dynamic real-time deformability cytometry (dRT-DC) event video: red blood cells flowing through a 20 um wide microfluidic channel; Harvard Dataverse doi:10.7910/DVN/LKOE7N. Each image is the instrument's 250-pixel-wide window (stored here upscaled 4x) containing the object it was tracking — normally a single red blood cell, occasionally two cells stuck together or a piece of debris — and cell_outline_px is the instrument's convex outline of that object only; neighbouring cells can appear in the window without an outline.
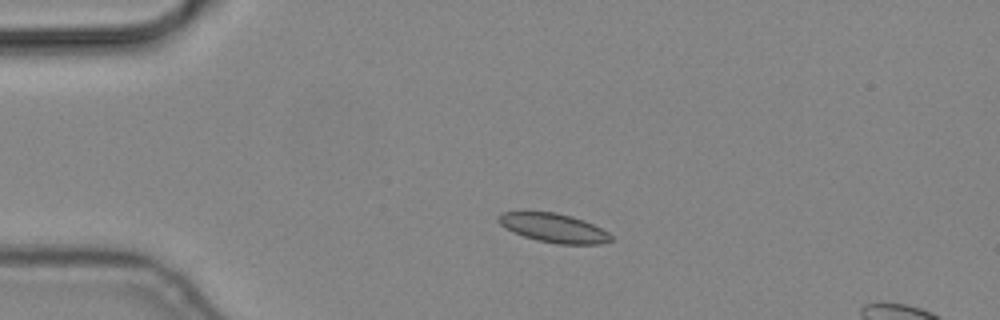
{"species": "common noctule bat (a hibernating species)", "species_latin": "Nyctalus noctula", "temperature_condition": "cold", "stored_images_in_passage": 6, "segment_of_instrument_passage": [1, 2], "camera_frame_rate_fps": 3000, "um_per_image_px": 0.085, "animal": {"sex": "male", "body_mass_g": 19.2, "forearm_length_mm": 51.8}, "frame": {"image": 1, "passage_image": 4, "time_ms": 1.0, "image_size_px": [1000, 320], "cell_outline_px": [[612, 240], [600, 244], [560, 244], [536, 240], [524, 236], [504, 228], [496, 220], [496, 216], [500, 212], [552, 212], [572, 216], [584, 220], [608, 232], [612, 236]], "centroid_in_image_um": [47.03, 19.37], "position_along_channel_um": 38.0, "area_um2": 18.96}}